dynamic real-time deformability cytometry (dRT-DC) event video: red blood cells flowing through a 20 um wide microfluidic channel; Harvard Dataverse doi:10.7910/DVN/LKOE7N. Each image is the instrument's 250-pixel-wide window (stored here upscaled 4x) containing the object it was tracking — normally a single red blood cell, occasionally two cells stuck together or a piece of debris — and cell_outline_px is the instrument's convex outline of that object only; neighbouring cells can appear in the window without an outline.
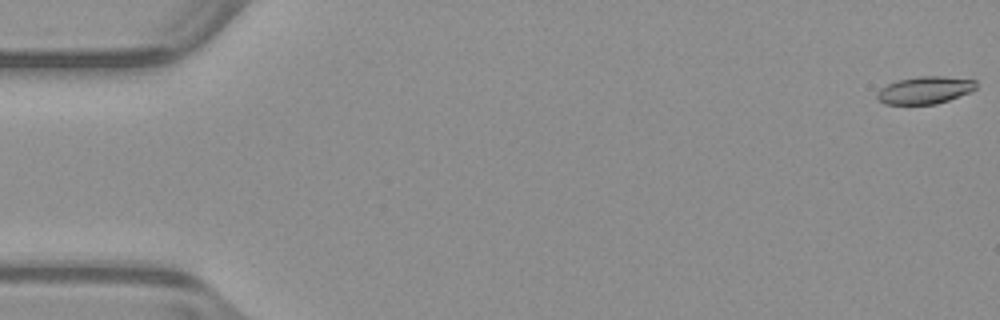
{"species": "common noctule bat (a hibernating species)", "species_latin": "Nyctalus noctula", "temperature_condition": "warm", "stored_images_in_passage": 53, "camera_frame_rate_fps": 3000, "um_per_image_px": 0.085, "animal": {"sex": "male", "body_mass_g": 23.1, "forearm_length_mm": 52.7}, "frame": {"image": 1, "passage_image": 1, "time_ms": 0.0, "image_size_px": [1000, 320], "cell_outline_px": [[976, 88], [968, 92], [948, 100], [936, 104], [884, 104], [876, 96], [876, 92], [880, 88], [896, 80], [920, 76], [944, 76], [976, 80]], "centroid_in_image_um": [78.58, 7.65], "position_along_channel_um": 6.4, "area_um2": 15.72}}
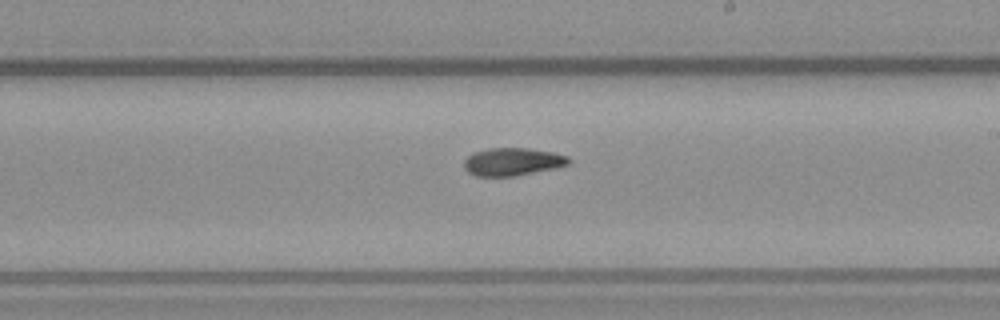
{"frame": {"image": 2, "passage_image": 31, "time_ms": 10.0, "image_size_px": [1000, 320], "cell_outline_px": [[572, 160], [568, 164], [556, 168], [516, 176], [476, 176], [468, 172], [464, 168], [464, 160], [468, 156], [476, 152], [488, 148], [528, 148], [552, 152], [568, 156]], "centroid_in_image_um": [43.58, 13.75], "position_along_channel_um": 245.4, "area_um2": 16.99}}
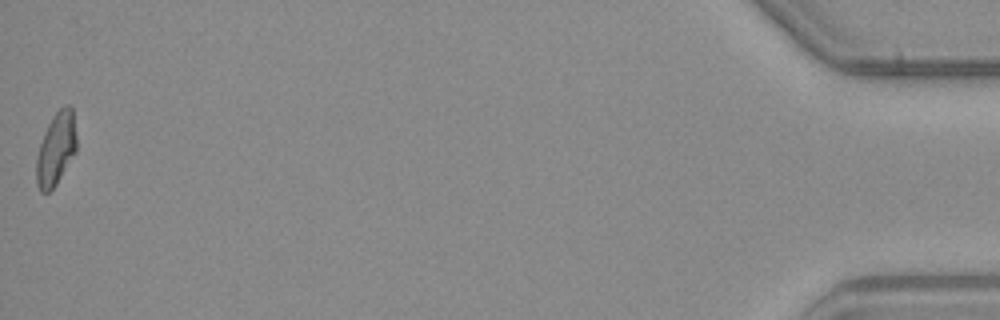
{"frame": {"image": 3, "passage_image": 53, "time_ms": 17.333, "image_size_px": [1000, 320], "cell_outline_px": [[76, 152], [56, 184], [48, 192], [40, 192], [36, 184], [36, 156], [44, 132], [52, 116], [64, 104], [68, 104], [72, 108], [76, 136]], "centroid_in_image_um": [4.75, 12.65], "position_along_channel_um": 430.5, "area_um2": 17.05}, "authors_computed_cell_mechanics": {"area_um2": 16.9932, "velocity_mm_per_s": 3.9553, "shape_relaxation_time_tau1_ms": null, "shape_relaxation_time_tau2_ms": 6.419, "deformation_change_tau1": null, "deformation_change_tau2": 0.1379}}